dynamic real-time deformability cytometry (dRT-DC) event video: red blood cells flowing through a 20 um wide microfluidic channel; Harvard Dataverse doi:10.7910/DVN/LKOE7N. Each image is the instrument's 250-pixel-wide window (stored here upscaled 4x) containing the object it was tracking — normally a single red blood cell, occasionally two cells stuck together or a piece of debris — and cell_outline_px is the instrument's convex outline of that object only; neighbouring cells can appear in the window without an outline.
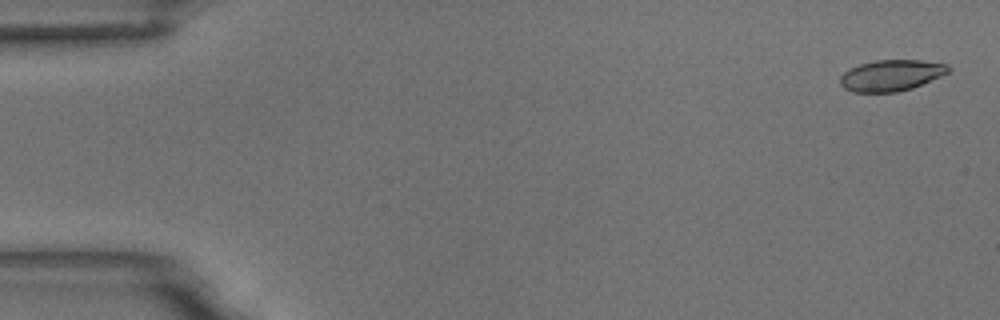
{"species": "common noctule bat (a hibernating species)", "species_latin": "Nyctalus noctula", "temperature_condition": "room temperature", "stored_images_in_passage": 12, "camera_frame_rate_fps": 3000, "um_per_image_px": 0.085, "animal": {"sex": "male", "body_mass_g": 18.8}, "frame": {"image": 1, "passage_image": 2, "time_ms": 0.333, "image_size_px": [1000, 320], "cell_outline_px": [[952, 68], [948, 72], [940, 76], [912, 88], [896, 92], [852, 92], [844, 88], [840, 84], [840, 76], [848, 68], [860, 64], [876, 60], [920, 60], [948, 64]], "centroid_in_image_um": [75.73, 6.4], "position_along_channel_um": 9.3, "area_um2": 19.65}}